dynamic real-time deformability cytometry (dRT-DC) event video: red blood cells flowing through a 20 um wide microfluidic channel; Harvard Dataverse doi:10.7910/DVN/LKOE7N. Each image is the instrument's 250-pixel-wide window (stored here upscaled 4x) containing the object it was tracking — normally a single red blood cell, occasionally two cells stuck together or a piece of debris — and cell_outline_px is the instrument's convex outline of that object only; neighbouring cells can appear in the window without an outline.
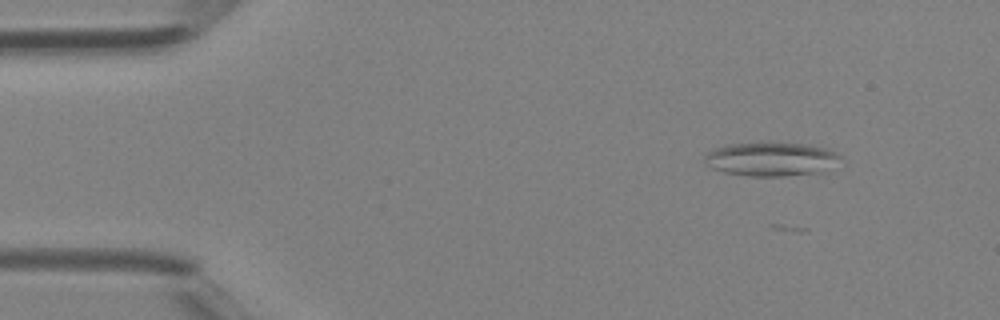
{"species": "Egyptian fruit bat (a non-hibernating species)", "species_latin": "Rousettus aegyptiacus", "temperature_condition": "room temperature", "stored_images_in_passage": 35, "camera_frame_rate_fps": 3000, "um_per_image_px": 0.085, "animal": {"sex": "female"}, "frame": {"image": 1, "passage_image": 5, "time_ms": 1.333, "image_size_px": [1000, 320], "cell_outline_px": [[844, 160], [824, 172], [784, 176], [748, 176], [724, 172], [712, 168], [704, 160], [704, 156], [708, 152], [716, 148], [732, 144], [804, 144], [828, 148], [836, 152]], "centroid_in_image_um": [65.63, 13.55], "position_along_channel_um": 19.4, "area_um2": 26.53}}
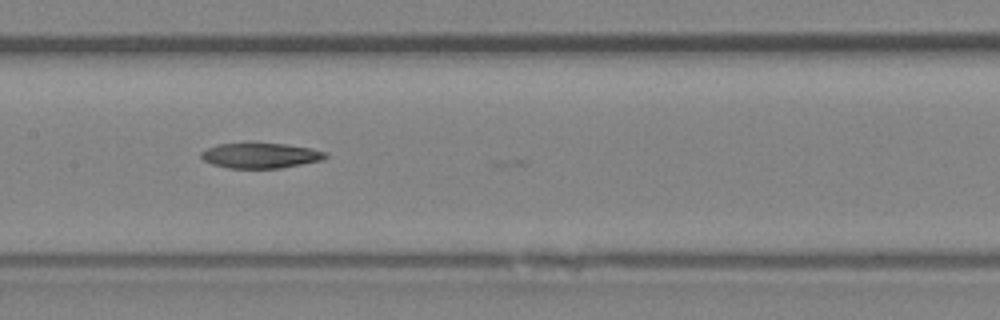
{"frame": {"image": 2, "passage_image": 21, "time_ms": 6.667, "image_size_px": [1000, 320], "cell_outline_px": [[328, 156], [320, 160], [280, 168], [228, 168], [212, 164], [204, 160], [200, 156], [200, 152], [216, 144], [284, 144], [312, 148], [328, 152]], "centroid_in_image_um": [22.14, 13.22], "position_along_channel_um": 185.3, "area_um2": 18.03}}
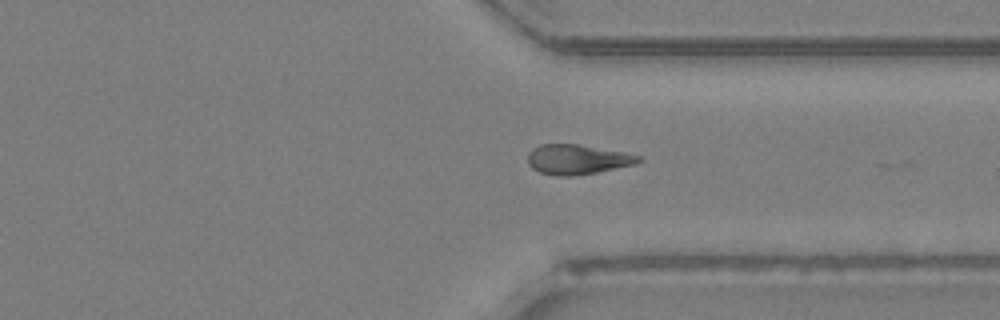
{"frame": {"image": 3, "passage_image": 32, "time_ms": 10.333, "image_size_px": [1000, 320], "cell_outline_px": [[640, 160], [636, 164], [596, 172], [572, 176], [556, 176], [540, 172], [532, 168], [528, 164], [528, 152], [532, 148], [540, 144], [580, 144], [624, 152], [640, 156]], "centroid_in_image_um": [49.04, 13.54], "position_along_channel_um": 362.4, "area_um2": 19.25}}